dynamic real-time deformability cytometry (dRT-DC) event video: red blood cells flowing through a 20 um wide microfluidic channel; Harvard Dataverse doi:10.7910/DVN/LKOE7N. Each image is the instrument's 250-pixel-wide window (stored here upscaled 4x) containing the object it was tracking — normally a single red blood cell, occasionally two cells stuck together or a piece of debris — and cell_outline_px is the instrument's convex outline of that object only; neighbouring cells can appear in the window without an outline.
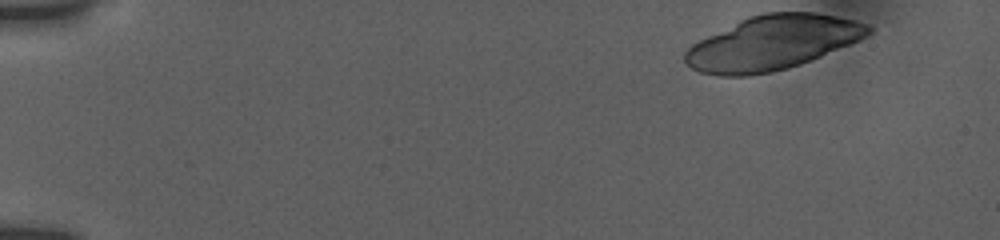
{"species": "human", "species_latin": "Homo sapiens", "temperature_condition": "room temperature", "stored_images_in_passage": 14, "camera_frame_rate_fps": 3000, "um_per_image_px": 0.085, "donor": {"sex": "female"}, "frame": {"image": 1, "passage_image": 1, "time_ms": 0.0, "image_size_px": [1000, 240], "cell_outline_px": [[872, 32], [848, 44], [820, 56], [800, 64], [788, 68], [772, 72], [748, 76], [720, 76], [700, 72], [692, 68], [684, 60], [684, 52], [692, 44], [748, 16], [764, 12], [816, 12], [856, 20], [868, 24], [872, 28]], "centroid_in_image_um": [65.63, 3.63], "position_along_channel_um": 19.4, "area_um2": 57.51}}